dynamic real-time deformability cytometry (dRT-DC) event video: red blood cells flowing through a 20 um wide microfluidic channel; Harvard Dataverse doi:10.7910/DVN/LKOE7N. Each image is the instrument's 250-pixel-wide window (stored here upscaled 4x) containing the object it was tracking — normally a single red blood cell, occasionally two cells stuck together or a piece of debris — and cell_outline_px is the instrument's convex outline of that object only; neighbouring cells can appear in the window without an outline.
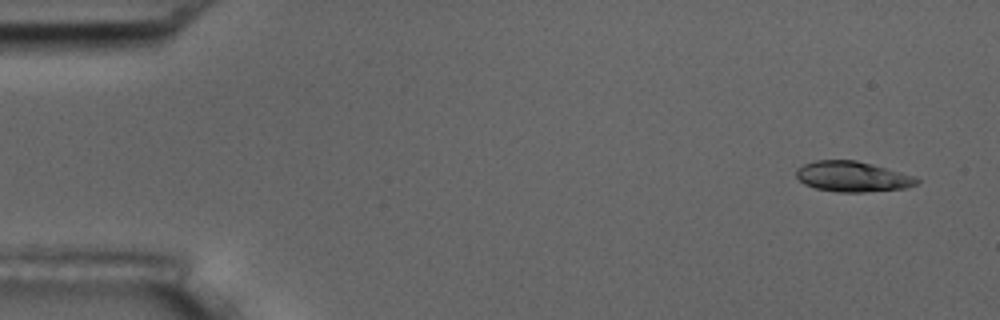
{"species": "common noctule bat (a hibernating species)", "species_latin": "Nyctalus noctula", "temperature_condition": "room temperature", "stored_images_in_passage": 9, "camera_frame_rate_fps": 3000, "um_per_image_px": 0.085, "animal": {"sex": "male", "body_mass_g": 17.5, "forearm_length_mm": 52.3}, "frame": {"image": 1, "passage_image": 1, "time_ms": 0.0, "image_size_px": [1000, 320], "cell_outline_px": [[920, 180], [916, 184], [904, 188], [864, 192], [836, 192], [816, 188], [804, 184], [796, 176], [796, 168], [804, 164], [816, 160], [856, 160], [872, 164], [900, 172], [912, 176]], "centroid_in_image_um": [72.41, 15.01], "position_along_channel_um": 12.6, "area_um2": 21.15}}
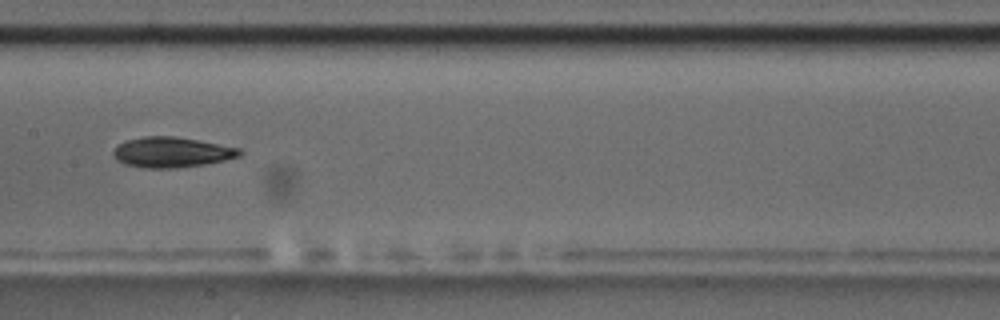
{"frame": {"image": 2, "passage_image": 8, "time_ms": 8.333, "image_size_px": [1000, 320], "cell_outline_px": [[244, 152], [240, 156], [224, 160], [204, 164], [176, 168], [144, 168], [124, 164], [116, 160], [112, 152], [116, 144], [128, 140], [144, 136], [172, 136], [196, 140], [240, 148]], "centroid_in_image_um": [14.56, 12.94], "position_along_channel_um": 192.8, "area_um2": 22.31}}
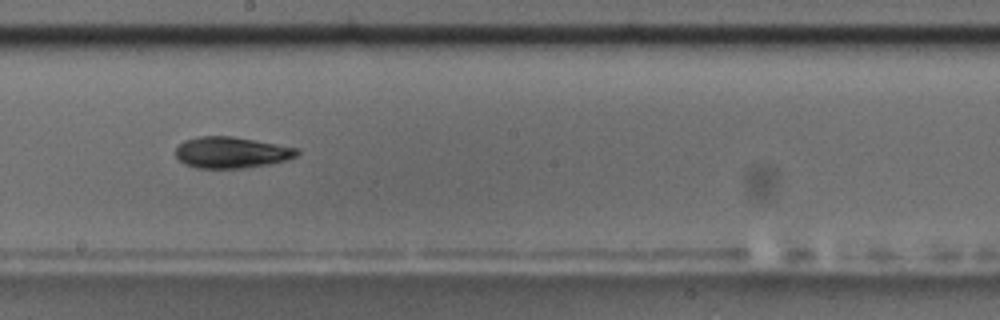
{"frame": {"image": 3, "passage_image": 9, "time_ms": 9.333, "image_size_px": [1000, 320], "cell_outline_px": [[300, 152], [296, 156], [288, 160], [268, 164], [244, 168], [196, 168], [184, 164], [176, 156], [176, 148], [184, 140], [200, 136], [232, 136], [300, 148]], "centroid_in_image_um": [19.69, 12.96], "position_along_channel_um": 228.5, "area_um2": 22.2}}